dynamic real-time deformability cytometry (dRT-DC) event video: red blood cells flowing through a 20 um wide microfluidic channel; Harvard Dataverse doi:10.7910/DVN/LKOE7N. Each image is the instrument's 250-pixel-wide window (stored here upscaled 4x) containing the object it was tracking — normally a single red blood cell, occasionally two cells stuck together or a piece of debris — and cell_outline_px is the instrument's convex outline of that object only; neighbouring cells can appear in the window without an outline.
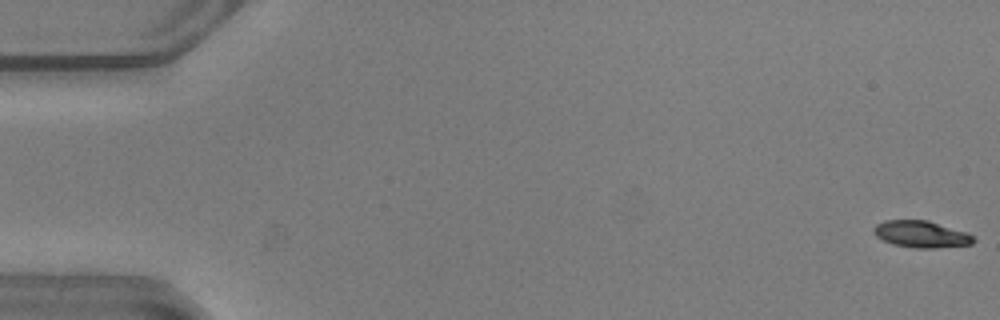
{"species": "common noctule bat (a hibernating species)", "species_latin": "Nyctalus noctula", "temperature_condition": "warm", "stored_images_in_passage": 53, "camera_frame_rate_fps": 3000, "um_per_image_px": 0.085, "animal": {"sex": "male", "body_mass_g": 20.5, "forearm_length_mm": 52.5}, "frame": {"image": 1, "passage_image": 1, "time_ms": 0.0, "image_size_px": [1000, 320], "cell_outline_px": [[976, 240], [972, 244], [936, 248], [916, 248], [892, 244], [876, 236], [872, 232], [872, 228], [876, 224], [884, 220], [928, 220], [968, 232]], "centroid_in_image_um": [78.3, 19.9], "position_along_channel_um": 6.7, "area_um2": 15.72}}
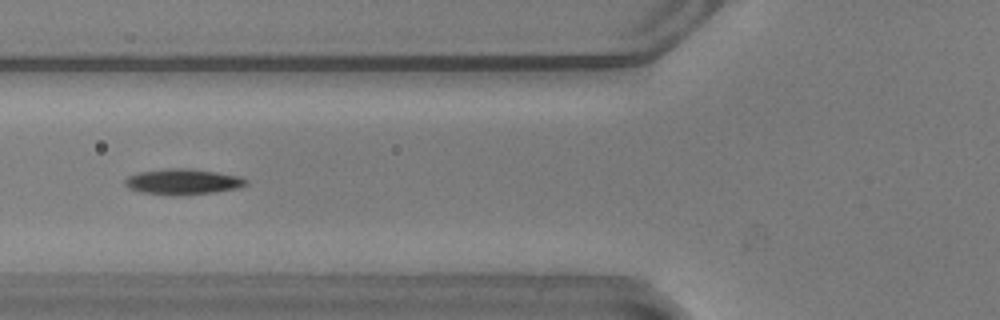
{"frame": {"image": 2, "passage_image": 21, "time_ms": 6.667, "image_size_px": [1000, 320], "cell_outline_px": [[248, 184], [240, 188], [212, 192], [180, 196], [172, 196], [140, 192], [128, 188], [124, 184], [124, 180], [128, 176], [136, 172], [164, 168], [188, 168], [216, 172], [240, 176], [248, 180]], "centroid_in_image_um": [15.51, 15.45], "position_along_channel_um": 110.3, "area_um2": 18.5}}
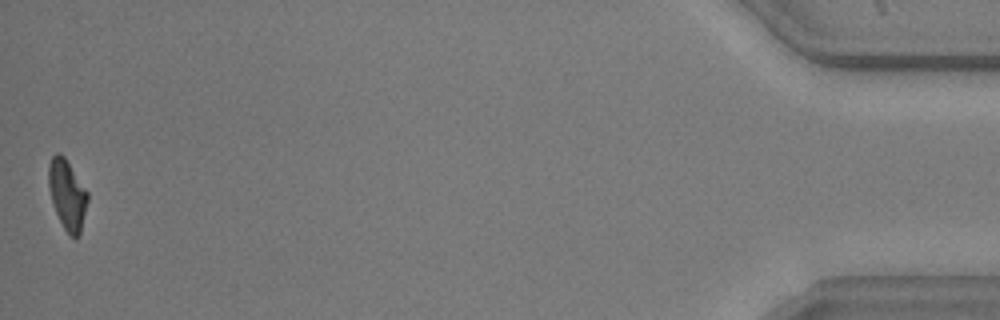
{"frame": {"image": 3, "passage_image": 53, "time_ms": 17.333, "image_size_px": [1000, 320], "cell_outline_px": [[88, 200], [80, 232], [76, 240], [64, 228], [52, 204], [48, 188], [48, 164], [52, 156], [56, 152], [60, 152], [64, 156], [88, 192]], "centroid_in_image_um": [5.69, 16.5], "position_along_channel_um": 429.5, "area_um2": 15.9}, "authors_computed_cell_mechanics": {"area_um2": 16.7042, "velocity_mm_per_s": 3.8654, "shape_relaxation_time_tau1_ms": 3.2725, "shape_relaxation_time_tau2_ms": 4.2213, "deformation_change_tau1": 0.1541, "deformation_change_tau2": 0.0909}}